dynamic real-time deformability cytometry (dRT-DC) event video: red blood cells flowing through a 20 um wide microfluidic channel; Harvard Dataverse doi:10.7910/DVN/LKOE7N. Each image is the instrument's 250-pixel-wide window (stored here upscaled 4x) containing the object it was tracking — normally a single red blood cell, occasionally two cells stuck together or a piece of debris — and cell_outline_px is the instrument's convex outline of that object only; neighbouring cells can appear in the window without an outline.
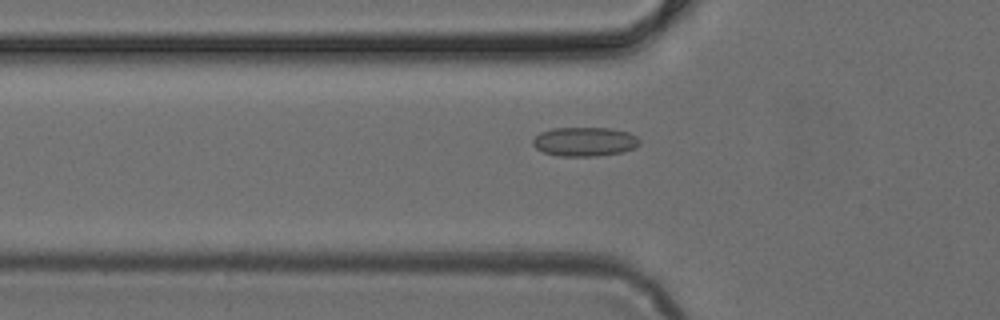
{"species": "common noctule bat (a hibernating species)", "species_latin": "Nyctalus noctula", "temperature_condition": "cold", "stored_images_in_passage": 49, "camera_frame_rate_fps": 3000, "um_per_image_px": 0.085, "animal": {"sex": "female", "body_mass_g": 24.6, "forearm_length_mm": 56.2}, "frame": {"image": 1, "passage_image": 17, "time_ms": 5.333, "image_size_px": [1000, 320], "cell_outline_px": [[640, 144], [636, 148], [624, 152], [596, 156], [560, 156], [544, 152], [536, 148], [532, 144], [532, 140], [540, 132], [552, 128], [608, 128], [628, 132], [636, 136], [640, 140]], "centroid_in_image_um": [49.71, 12.04], "position_along_channel_um": 76.1, "area_um2": 18.21}}
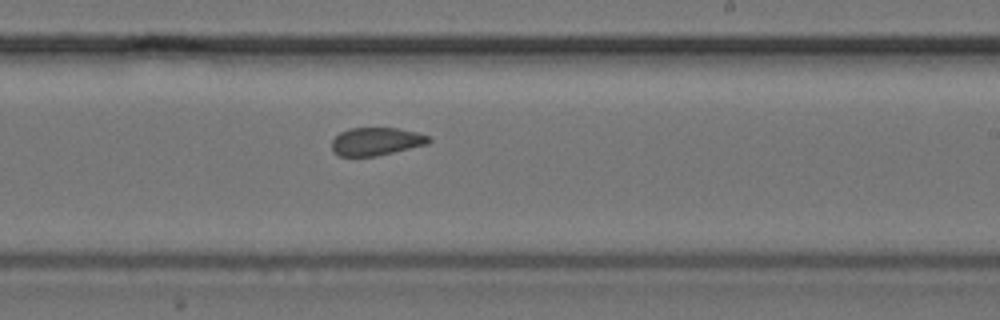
{"frame": {"image": 2, "passage_image": 30, "time_ms": 9.667, "image_size_px": [1000, 320], "cell_outline_px": [[432, 140], [428, 144], [376, 156], [340, 156], [332, 152], [332, 140], [340, 132], [348, 128], [396, 128], [416, 132], [432, 136]], "centroid_in_image_um": [31.99, 12.02], "position_along_channel_um": 257.0, "area_um2": 15.9}}
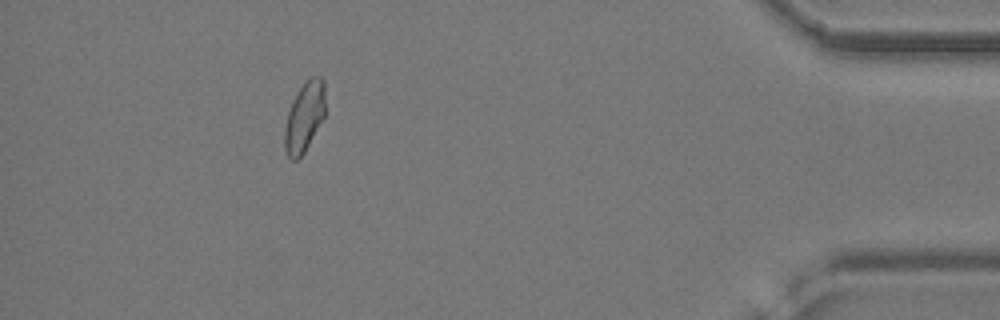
{"frame": {"image": 3, "passage_image": 45, "time_ms": 14.667, "image_size_px": [1000, 320], "cell_outline_px": [[324, 116], [304, 152], [296, 160], [292, 160], [288, 156], [284, 148], [284, 128], [288, 112], [292, 100], [296, 92], [312, 76], [320, 76], [324, 80]], "centroid_in_image_um": [25.85, 9.93], "position_along_channel_um": 409.3, "area_um2": 16.3}}